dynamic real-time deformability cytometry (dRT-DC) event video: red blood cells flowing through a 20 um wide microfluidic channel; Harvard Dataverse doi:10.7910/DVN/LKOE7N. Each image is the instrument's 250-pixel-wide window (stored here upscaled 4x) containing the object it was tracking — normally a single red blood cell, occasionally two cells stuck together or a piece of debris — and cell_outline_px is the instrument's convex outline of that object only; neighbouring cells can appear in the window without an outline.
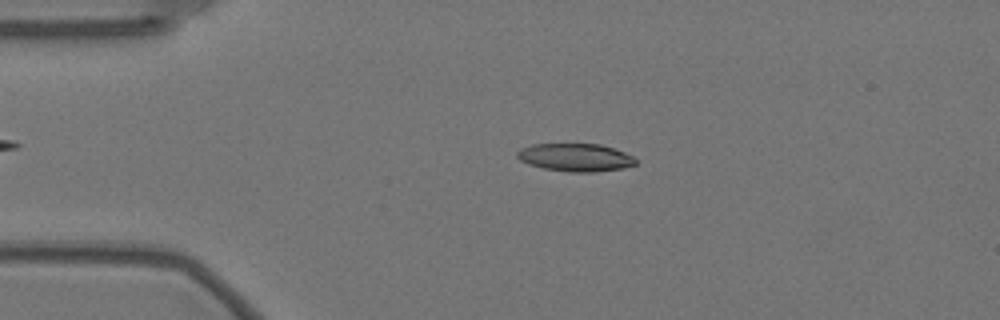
{"species": "Egyptian fruit bat (a non-hibernating species)", "species_latin": "Rousettus aegyptiacus", "temperature_condition": "warm", "stored_images_in_passage": 57, "camera_frame_rate_fps": 3000, "um_per_image_px": 0.085, "animal": {"sex": "female"}, "frame": {"image": 1, "passage_image": 12, "time_ms": 3.667, "image_size_px": [1000, 320], "cell_outline_px": [[636, 164], [624, 168], [592, 172], [568, 172], [544, 168], [528, 164], [520, 160], [516, 156], [516, 152], [520, 148], [532, 144], [600, 144], [624, 152], [632, 156], [636, 160]], "centroid_in_image_um": [48.88, 13.38], "position_along_channel_um": 36.1, "area_um2": 19.25}}
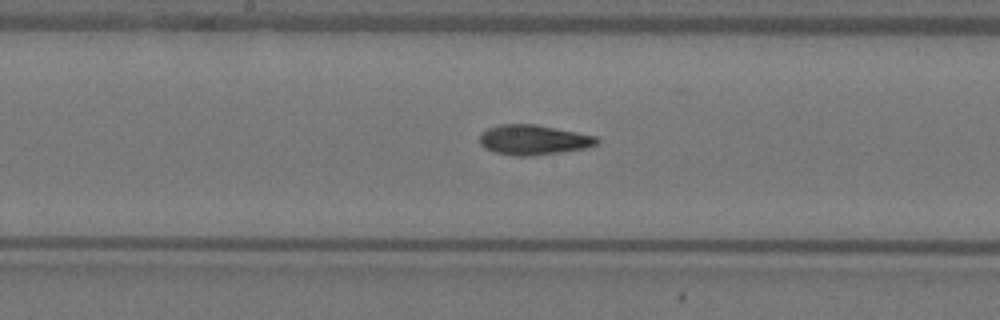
{"frame": {"image": 2, "passage_image": 29, "time_ms": 9.333, "image_size_px": [1000, 320], "cell_outline_px": [[600, 140], [596, 144], [588, 148], [532, 156], [516, 156], [492, 152], [484, 148], [480, 144], [480, 136], [488, 128], [500, 124], [536, 124], [596, 136]], "centroid_in_image_um": [45.34, 11.89], "position_along_channel_um": 202.9, "area_um2": 20.52}}
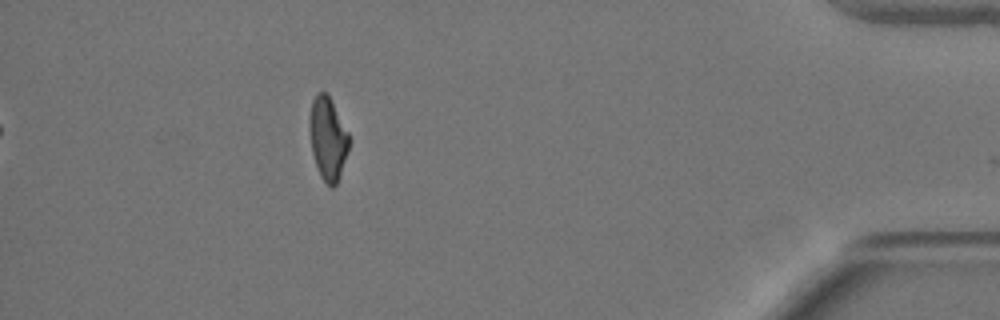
{"frame": {"image": 3, "passage_image": 51, "time_ms": 16.667, "image_size_px": [1000, 320], "cell_outline_px": [[348, 152], [336, 184], [332, 188], [320, 176], [312, 152], [308, 128], [308, 120], [312, 100], [316, 92], [328, 92], [348, 132]], "centroid_in_image_um": [27.84, 11.71], "position_along_channel_um": 407.4, "area_um2": 19.13}, "authors_computed_cell_mechanics": {"area_um2": 19.8832, "velocity_mm_per_s": 3.531, "shape_relaxation_time_tau1_ms": null, "shape_relaxation_time_tau2_ms": 3.0053, "deformation_change_tau1": null, "deformation_change_tau2": 0.1075}}